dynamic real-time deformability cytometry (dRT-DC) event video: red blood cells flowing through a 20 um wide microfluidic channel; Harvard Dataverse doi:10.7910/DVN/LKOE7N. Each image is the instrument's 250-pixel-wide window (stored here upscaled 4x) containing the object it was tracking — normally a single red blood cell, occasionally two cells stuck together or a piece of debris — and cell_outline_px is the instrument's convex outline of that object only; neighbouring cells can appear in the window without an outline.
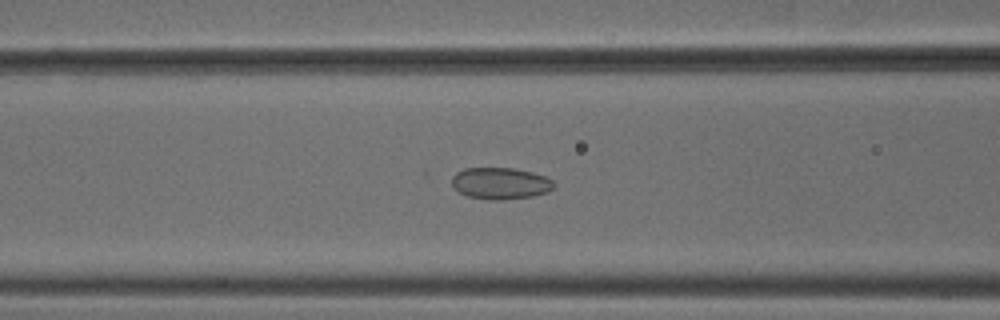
{"species": "common noctule bat (a hibernating species)", "species_latin": "Nyctalus noctula", "temperature_condition": "cold", "stored_images_in_passage": 46, "camera_frame_rate_fps": 3000, "um_per_image_px": 0.085, "animal": {"sex": "male", "body_mass_g": 18.8}, "frame": {"image": 1, "passage_image": 15, "time_ms": 4.667, "image_size_px": [1000, 320], "cell_outline_px": [[556, 184], [548, 192], [532, 196], [504, 200], [488, 200], [468, 196], [452, 188], [452, 176], [456, 172], [464, 168], [512, 168], [532, 172], [544, 176], [552, 180]], "centroid_in_image_um": [42.52, 15.59], "position_along_channel_um": 124.1, "area_um2": 18.96}}
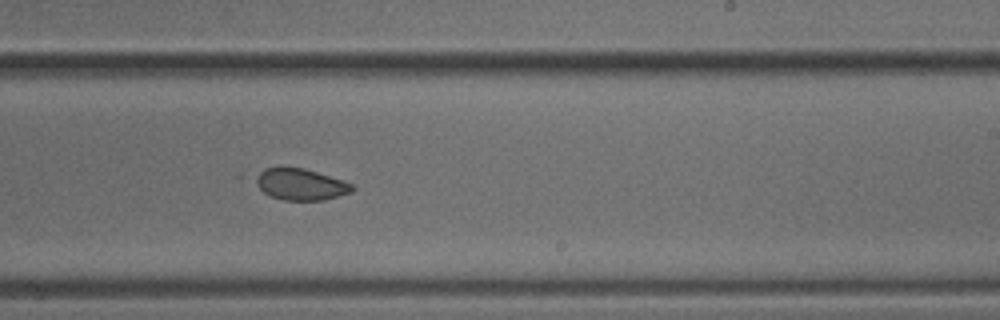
{"frame": {"image": 2, "passage_image": 26, "time_ms": 8.333, "image_size_px": [1000, 320], "cell_outline_px": [[356, 188], [352, 192], [324, 200], [284, 200], [272, 196], [264, 192], [248, 176], [264, 168], [280, 164], [304, 168], [352, 184]], "centroid_in_image_um": [25.42, 15.62], "position_along_channel_um": 263.6, "area_um2": 18.32}}
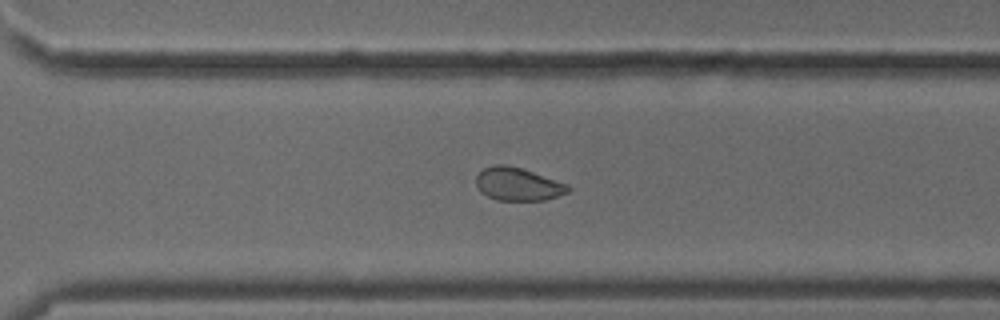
{"frame": {"image": 3, "passage_image": 31, "time_ms": 10.0, "image_size_px": [1000, 320], "cell_outline_px": [[572, 188], [568, 192], [544, 200], [496, 200], [480, 192], [476, 184], [476, 176], [484, 168], [496, 164], [504, 164], [520, 168], [568, 184]], "centroid_in_image_um": [44.01, 15.66], "position_along_channel_um": 326.6, "area_um2": 17.51}}